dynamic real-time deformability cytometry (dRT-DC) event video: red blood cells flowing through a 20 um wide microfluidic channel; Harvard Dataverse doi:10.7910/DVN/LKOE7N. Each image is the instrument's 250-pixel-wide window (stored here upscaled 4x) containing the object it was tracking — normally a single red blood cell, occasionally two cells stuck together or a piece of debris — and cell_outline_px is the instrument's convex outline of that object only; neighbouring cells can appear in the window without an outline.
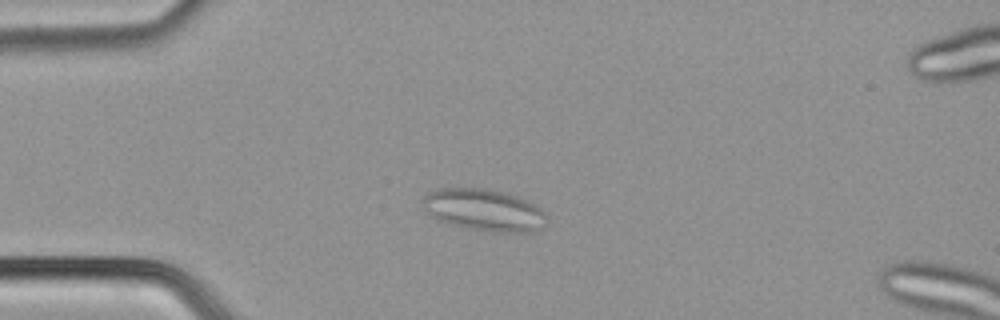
{"species": "common noctule bat (a hibernating species)", "species_latin": "Nyctalus noctula", "temperature_condition": "cold", "stored_images_in_passage": 50, "segment_of_instrument_passage": [1, 2], "camera_frame_rate_fps": 3000, "um_per_image_px": 0.085, "animal": {"sex": "male", "body_mass_g": 21.5, "forearm_length_mm": 52.0}, "frame": {"image": 1, "passage_image": 11, "time_ms": 3.333, "image_size_px": [1000, 320], "cell_outline_px": [[548, 224], [536, 232], [492, 232], [468, 228], [436, 220], [428, 216], [424, 212], [420, 200], [428, 192], [440, 188], [484, 188], [508, 192], [528, 200], [536, 204], [548, 216]], "centroid_in_image_um": [41.15, 17.85], "position_along_channel_um": 43.8, "area_um2": 31.21}}